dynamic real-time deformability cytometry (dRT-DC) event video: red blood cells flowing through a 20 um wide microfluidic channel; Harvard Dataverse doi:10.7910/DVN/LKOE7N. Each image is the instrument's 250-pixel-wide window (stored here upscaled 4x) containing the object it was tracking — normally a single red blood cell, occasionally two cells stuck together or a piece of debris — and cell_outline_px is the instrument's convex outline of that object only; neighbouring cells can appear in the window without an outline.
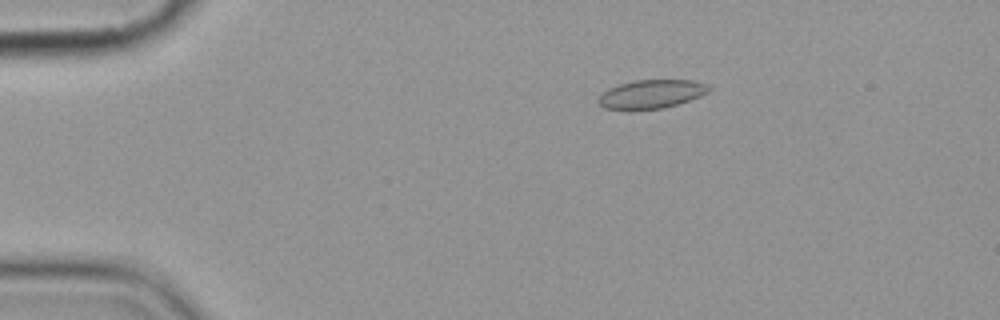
{"species": "common noctule bat (a hibernating species)", "species_latin": "Nyctalus noctula", "temperature_condition": "cold", "stored_images_in_passage": 5, "camera_frame_rate_fps": 3000, "um_per_image_px": 0.085, "animal": {"sex": "female", "body_mass_g": 19.9}, "frame": {"image": 1, "passage_image": 3, "time_ms": 3.333, "image_size_px": [1000, 320], "cell_outline_px": [[712, 88], [708, 92], [700, 96], [664, 108], [604, 108], [596, 100], [608, 88], [620, 84], [636, 80], [692, 80], [704, 84]], "centroid_in_image_um": [55.38, 7.97], "position_along_channel_um": 29.6, "area_um2": 17.86}}